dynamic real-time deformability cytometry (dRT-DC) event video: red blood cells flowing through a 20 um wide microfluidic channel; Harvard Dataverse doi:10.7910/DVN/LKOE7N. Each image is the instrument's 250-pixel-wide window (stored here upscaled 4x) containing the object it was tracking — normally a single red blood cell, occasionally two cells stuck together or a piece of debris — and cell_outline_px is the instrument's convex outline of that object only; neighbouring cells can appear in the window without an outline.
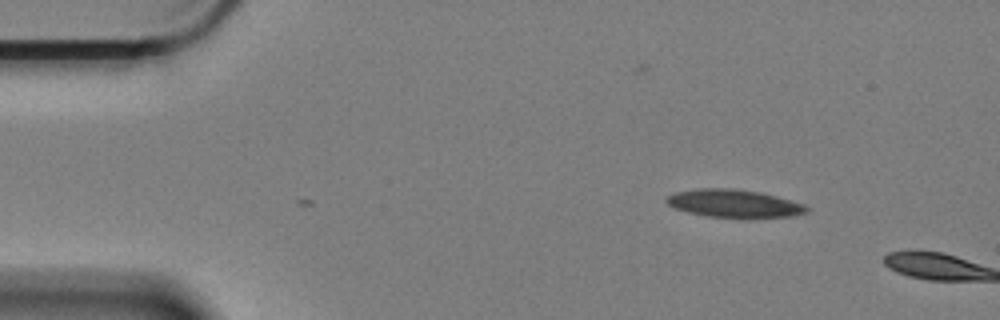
{"species": "Egyptian fruit bat (a non-hibernating species)", "species_latin": "Rousettus aegyptiacus", "temperature_condition": "cold", "stored_images_in_passage": 4, "camera_frame_rate_fps": 3000, "um_per_image_px": 0.085, "animal": {"sex": "female"}, "frame": {"image": 1, "passage_image": 4, "time_ms": 1.0, "image_size_px": [1000, 320], "cell_outline_px": [[812, 208], [808, 212], [792, 216], [748, 220], [744, 220], [704, 216], [688, 212], [676, 208], [668, 204], [664, 200], [668, 196], [676, 192], [704, 188], [732, 188], [760, 192], [776, 196], [804, 204]], "centroid_in_image_um": [62.47, 17.34], "position_along_channel_um": 22.5, "area_um2": 23.52}}